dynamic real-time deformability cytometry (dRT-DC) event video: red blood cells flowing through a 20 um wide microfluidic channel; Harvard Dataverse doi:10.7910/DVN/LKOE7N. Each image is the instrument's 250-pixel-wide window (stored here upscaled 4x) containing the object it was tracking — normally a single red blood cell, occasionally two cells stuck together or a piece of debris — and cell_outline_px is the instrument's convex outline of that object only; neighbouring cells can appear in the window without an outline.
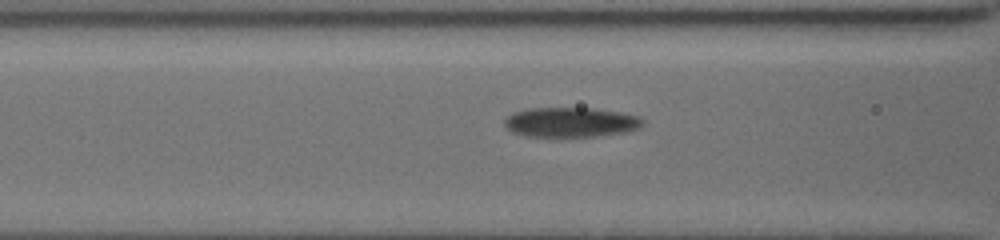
{"species": "common noctule bat (a hibernating species)", "species_latin": "Nyctalus noctula", "temperature_condition": "cold", "stored_images_in_passage": 14, "camera_frame_rate_fps": 3000, "um_per_image_px": 0.085, "animal": {"sex": "female", "body_mass_g": 19.5, "forearm_length_mm": 54.1}, "frame": {"image": 1, "passage_image": 11, "time_ms": 4.667, "image_size_px": [1000, 240], "cell_outline_px": [[644, 124], [640, 128], [624, 132], [596, 136], [524, 136], [512, 132], [504, 124], [504, 120], [512, 112], [528, 108], [592, 108], [620, 112], [640, 116], [644, 120]], "centroid_in_image_um": [48.52, 10.38], "position_along_channel_um": 118.1, "area_um2": 24.04}}